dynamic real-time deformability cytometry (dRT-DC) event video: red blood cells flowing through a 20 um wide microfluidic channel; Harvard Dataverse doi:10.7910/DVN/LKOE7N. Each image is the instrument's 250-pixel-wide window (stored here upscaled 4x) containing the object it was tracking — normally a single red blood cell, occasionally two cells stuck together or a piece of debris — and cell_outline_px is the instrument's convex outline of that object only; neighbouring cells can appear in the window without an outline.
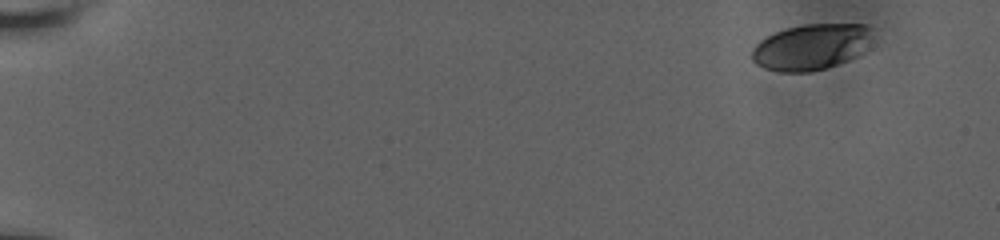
{"species": "human", "species_latin": "Homo sapiens", "temperature_condition": "room temperature", "stored_images_in_passage": 55, "camera_frame_rate_fps": 3000, "um_per_image_px": 0.085, "donor": {"sex": "male"}, "frame": {"image": 1, "passage_image": 1, "time_ms": 0.0, "image_size_px": [1000, 240], "cell_outline_px": [[868, 28], [864, 52], [860, 56], [812, 72], [780, 72], [764, 68], [756, 64], [752, 60], [752, 48], [760, 40], [776, 32], [788, 28], [804, 24], [864, 24]], "centroid_in_image_um": [68.87, 4.01], "position_along_channel_um": 16.1, "area_um2": 31.79}}
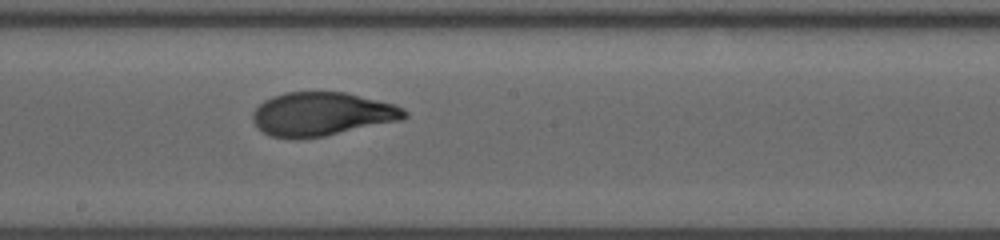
{"frame": {"image": 2, "passage_image": 31, "time_ms": 10.0, "image_size_px": [1000, 240], "cell_outline_px": [[408, 116], [400, 120], [324, 136], [296, 140], [268, 136], [252, 120], [252, 112], [264, 100], [272, 96], [284, 92], [344, 92], [396, 104], [404, 108], [408, 112]], "centroid_in_image_um": [27.35, 9.7], "position_along_channel_um": 220.9, "area_um2": 38.73}}
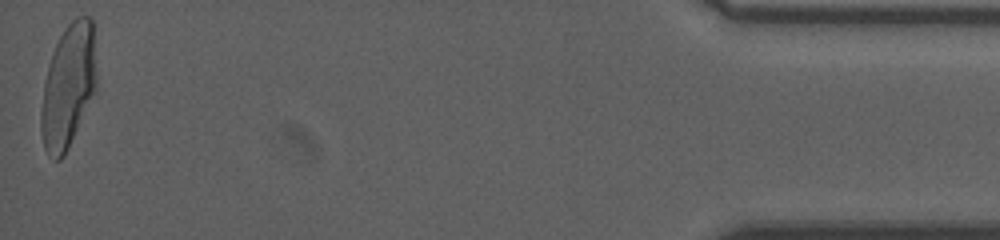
{"frame": {"image": 3, "passage_image": 55, "time_ms": 17.667, "image_size_px": [1000, 240], "cell_outline_px": [[96, 92], [64, 156], [60, 160], [52, 160], [48, 156], [44, 148], [40, 132], [40, 112], [44, 80], [52, 52], [60, 36], [68, 24], [76, 16], [88, 16], [92, 20], [96, 72]], "centroid_in_image_um": [5.78, 7.37], "position_along_channel_um": 429.4, "area_um2": 40.23}, "authors_computed_cell_mechanics": {"area_um2": 38.2058, "velocity_mm_per_s": 3.7847, "shape_relaxation_time_tau1_ms": 7.4553, "shape_relaxation_time_tau2_ms": 0.866, "deformation_change_tau1": 0.2591, "deformation_change_tau2": 0.0693}}